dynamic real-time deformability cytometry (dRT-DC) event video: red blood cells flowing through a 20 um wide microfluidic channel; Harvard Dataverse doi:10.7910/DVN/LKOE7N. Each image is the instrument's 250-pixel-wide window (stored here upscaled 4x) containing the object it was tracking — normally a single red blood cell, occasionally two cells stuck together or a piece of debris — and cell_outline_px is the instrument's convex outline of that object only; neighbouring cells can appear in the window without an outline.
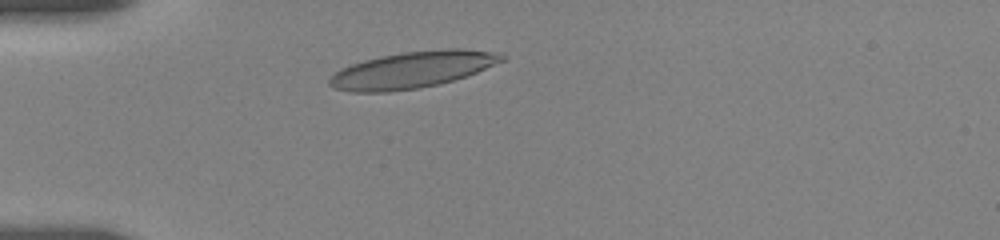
{"species": "human", "species_latin": "Homo sapiens", "temperature_condition": "room temperature", "stored_images_in_passage": 6, "camera_frame_rate_fps": 3000, "um_per_image_px": 0.085, "donor": {"sex": "female"}, "frame": {"image": 1, "passage_image": 1, "time_ms": 0.0, "image_size_px": [1000, 240], "cell_outline_px": [[508, 56], [504, 60], [476, 72], [440, 84], [420, 88], [388, 92], [352, 92], [332, 88], [328, 84], [328, 80], [340, 68], [364, 60], [380, 56], [404, 52], [448, 48], [460, 48], [500, 52]], "centroid_in_image_um": [35.05, 5.93], "position_along_channel_um": 49.9, "area_um2": 36.76}}